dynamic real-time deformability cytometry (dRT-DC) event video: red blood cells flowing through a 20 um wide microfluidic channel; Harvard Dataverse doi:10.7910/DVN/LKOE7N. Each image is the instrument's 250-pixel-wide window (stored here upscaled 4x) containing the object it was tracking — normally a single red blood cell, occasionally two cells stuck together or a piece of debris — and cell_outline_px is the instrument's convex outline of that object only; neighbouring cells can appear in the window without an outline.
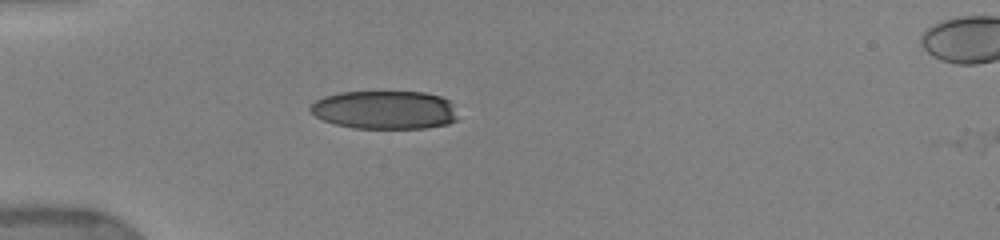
{"species": "human", "species_latin": "Homo sapiens", "temperature_condition": "warm", "stored_images_in_passage": 4, "camera_frame_rate_fps": 3000, "um_per_image_px": 0.085, "donor": {"sex": "female"}, "frame": {"image": 1, "passage_image": 1, "time_ms": 0.0, "image_size_px": [1000, 240], "cell_outline_px": [[456, 120], [448, 124], [424, 128], [352, 128], [336, 124], [324, 120], [316, 116], [308, 108], [316, 100], [324, 96], [340, 92], [424, 92], [440, 96], [448, 100], [452, 104], [456, 116]], "centroid_in_image_um": [32.69, 9.34], "position_along_channel_um": 52.3, "area_um2": 32.89}}